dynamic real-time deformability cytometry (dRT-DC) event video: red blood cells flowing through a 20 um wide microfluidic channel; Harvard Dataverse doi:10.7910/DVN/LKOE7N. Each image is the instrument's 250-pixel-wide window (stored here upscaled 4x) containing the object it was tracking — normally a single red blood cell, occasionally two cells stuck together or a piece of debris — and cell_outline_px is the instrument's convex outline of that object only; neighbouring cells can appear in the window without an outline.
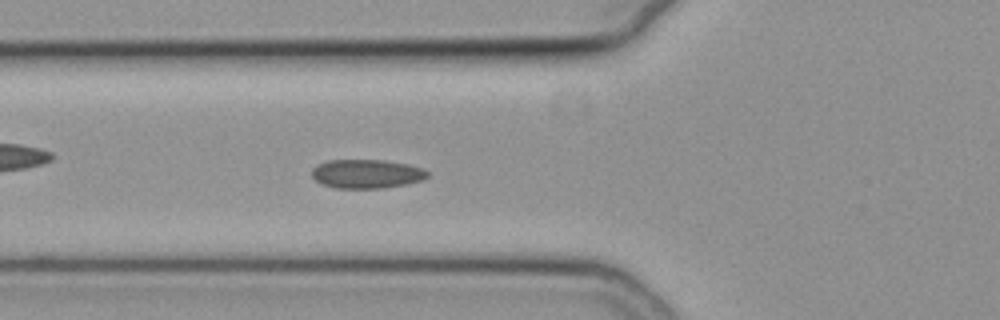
{"species": "common noctule bat (a hibernating species)", "species_latin": "Nyctalus noctula", "temperature_condition": "cold", "stored_images_in_passage": 56, "camera_frame_rate_fps": 3000, "um_per_image_px": 0.085, "animal": {"sex": "female", "body_mass_g": 19.3, "forearm_length_mm": 54.1}, "frame": {"image": 1, "passage_image": 21, "time_ms": 6.667, "image_size_px": [1000, 320], "cell_outline_px": [[428, 176], [424, 180], [408, 184], [384, 188], [336, 188], [320, 184], [312, 176], [312, 168], [316, 164], [328, 160], [384, 160], [408, 164], [420, 168], [428, 172]], "centroid_in_image_um": [31.15, 14.78], "position_along_channel_um": 94.7, "area_um2": 19.65}}
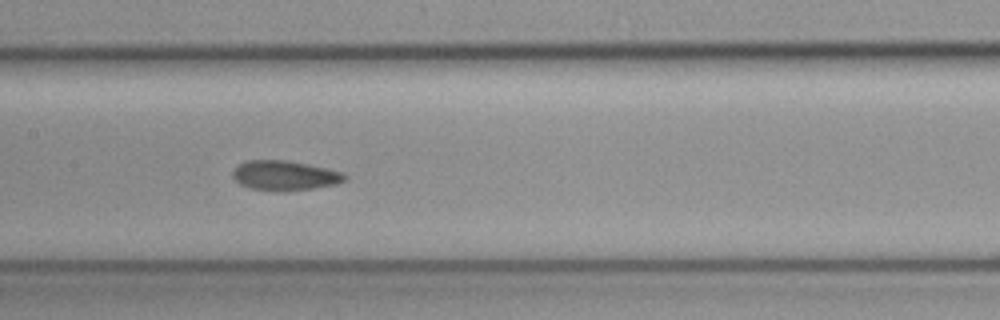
{"frame": {"image": 2, "passage_image": 28, "time_ms": 9.0, "image_size_px": [1000, 320], "cell_outline_px": [[348, 176], [344, 180], [336, 184], [312, 188], [252, 188], [240, 184], [232, 176], [232, 172], [240, 164], [248, 160], [288, 160], [328, 168], [344, 172]], "centroid_in_image_um": [24.25, 14.86], "position_along_channel_um": 183.2, "area_um2": 18.55}}
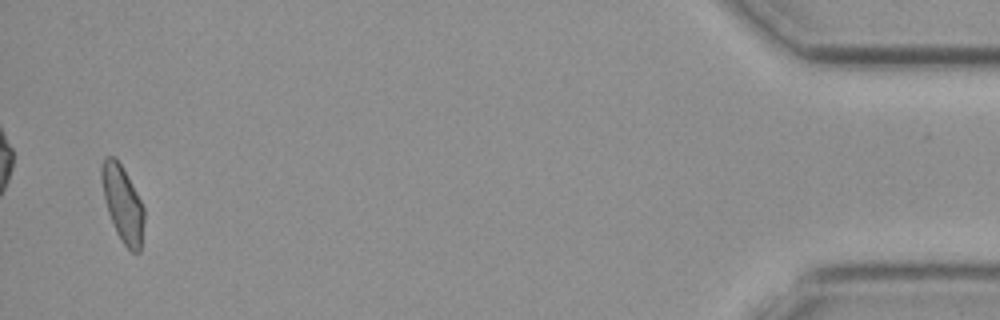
{"frame": {"image": 3, "passage_image": 54, "time_ms": 17.667, "image_size_px": [1000, 320], "cell_outline_px": [[144, 220], [140, 252], [132, 252], [120, 240], [116, 232], [108, 212], [100, 180], [100, 164], [104, 156], [112, 156], [120, 164], [136, 192], [144, 208]], "centroid_in_image_um": [10.4, 17.31], "position_along_channel_um": 424.8, "area_um2": 18.67}, "authors_computed_cell_mechanics": {"area_um2": 19.3341, "velocity_mm_per_s": 3.7843, "shape_relaxation_time_tau1_ms": null, "shape_relaxation_time_tau2_ms": 2.6105, "deformation_change_tau1": null, "deformation_change_tau2": 0.0734}}